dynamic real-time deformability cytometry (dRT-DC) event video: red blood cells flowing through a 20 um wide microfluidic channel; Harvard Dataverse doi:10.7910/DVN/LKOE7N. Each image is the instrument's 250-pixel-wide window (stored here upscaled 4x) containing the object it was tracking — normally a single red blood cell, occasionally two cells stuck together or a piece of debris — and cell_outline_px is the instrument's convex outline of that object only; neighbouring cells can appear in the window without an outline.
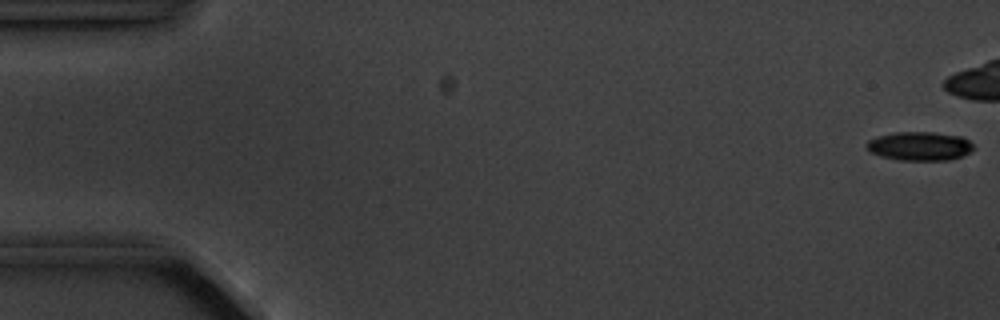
{"species": "common noctule bat (a hibernating species)", "species_latin": "Nyctalus noctula", "temperature_condition": "cold", "stored_images_in_passage": 11, "camera_frame_rate_fps": 3000, "um_per_image_px": 0.085, "animal": {"sex": "male", "body_mass_g": 20.1, "forearm_length_mm": 53.5}, "frame": {"image": 1, "passage_image": 1, "time_ms": 0.0, "image_size_px": [1000, 320], "cell_outline_px": [[976, 148], [960, 156], [948, 160], [900, 160], [880, 156], [872, 152], [864, 144], [868, 140], [876, 136], [896, 132], [932, 132], [960, 136], [968, 140]], "centroid_in_image_um": [78.15, 12.41], "position_along_channel_um": 6.9, "area_um2": 17.86}}